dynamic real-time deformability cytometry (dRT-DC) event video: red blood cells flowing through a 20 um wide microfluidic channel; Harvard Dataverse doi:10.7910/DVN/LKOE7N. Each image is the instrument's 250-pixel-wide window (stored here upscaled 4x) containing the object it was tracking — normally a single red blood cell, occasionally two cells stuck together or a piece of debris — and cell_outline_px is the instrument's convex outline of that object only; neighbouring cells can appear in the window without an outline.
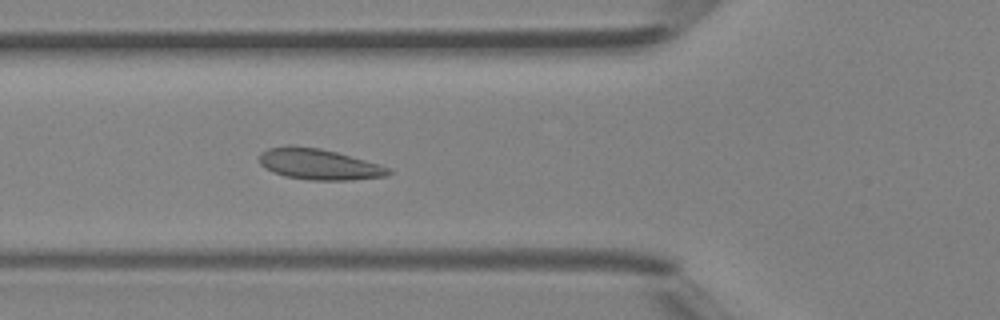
{"species": "Egyptian fruit bat (a non-hibernating species)", "species_latin": "Rousettus aegyptiacus", "temperature_condition": "room temperature", "stored_images_in_passage": 33, "camera_frame_rate_fps": 3000, "um_per_image_px": 0.085, "animal": {"sex": "female"}, "frame": {"image": 1, "passage_image": 6, "time_ms": 1.667, "image_size_px": [1000, 320], "cell_outline_px": [[392, 172], [388, 176], [348, 180], [308, 180], [284, 176], [272, 172], [264, 168], [260, 164], [260, 152], [268, 148], [288, 144], [320, 148], [336, 152], [380, 164], [392, 168]], "centroid_in_image_um": [27.09, 13.95], "position_along_channel_um": 98.7, "area_um2": 23.58}}
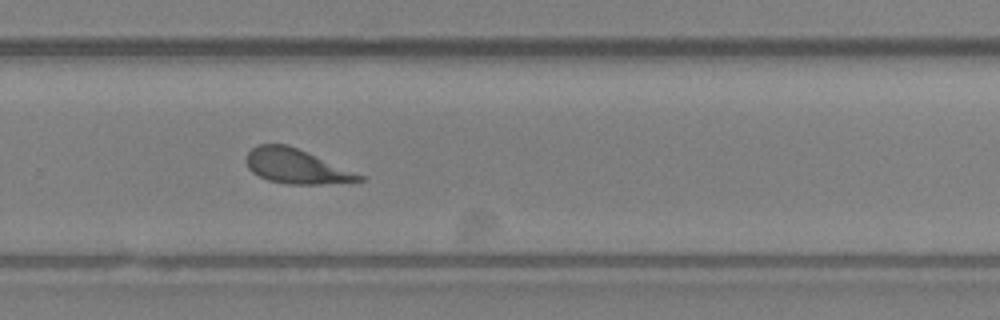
{"frame": {"image": 2, "passage_image": 19, "time_ms": 6.0, "image_size_px": [1000, 320], "cell_outline_px": [[368, 176], [364, 180], [320, 184], [288, 184], [268, 180], [252, 172], [248, 168], [244, 160], [248, 152], [256, 144], [288, 144]], "centroid_in_image_um": [25.19, 14.12], "position_along_channel_um": 304.6, "area_um2": 23.0}}